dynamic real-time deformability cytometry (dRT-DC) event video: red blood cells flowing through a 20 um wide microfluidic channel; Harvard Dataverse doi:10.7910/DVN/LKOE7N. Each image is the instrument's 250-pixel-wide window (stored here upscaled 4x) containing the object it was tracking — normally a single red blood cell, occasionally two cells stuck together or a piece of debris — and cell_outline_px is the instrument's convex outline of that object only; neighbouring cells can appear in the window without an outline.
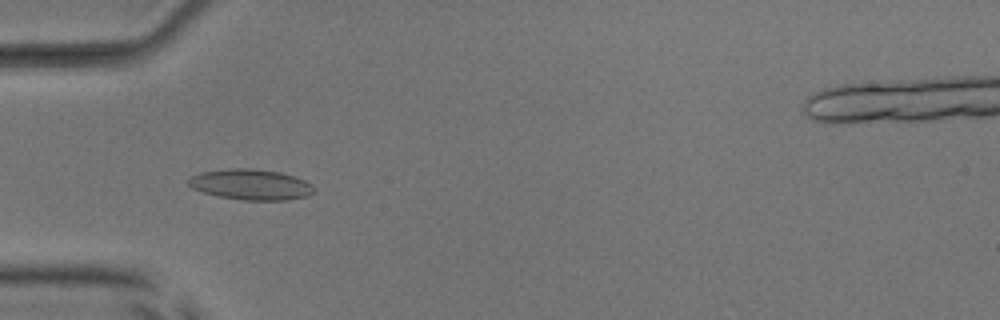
{"species": "common noctule bat (a hibernating species)", "species_latin": "Nyctalus noctula", "temperature_condition": "room temperature", "stored_images_in_passage": 51, "camera_frame_rate_fps": 3000, "um_per_image_px": 0.085, "animal": {"sex": "male", "body_mass_g": 17.9, "forearm_length_mm": 54.2}, "frame": {"image": 1, "passage_image": 16, "time_ms": 5.0, "image_size_px": [1000, 320], "cell_outline_px": [[316, 192], [308, 196], [288, 200], [244, 200], [220, 196], [204, 192], [192, 188], [188, 184], [188, 176], [200, 172], [228, 168], [248, 168], [280, 172], [304, 180], [312, 184], [316, 188]], "centroid_in_image_um": [21.34, 15.68], "position_along_channel_um": 63.7, "area_um2": 22.54}}
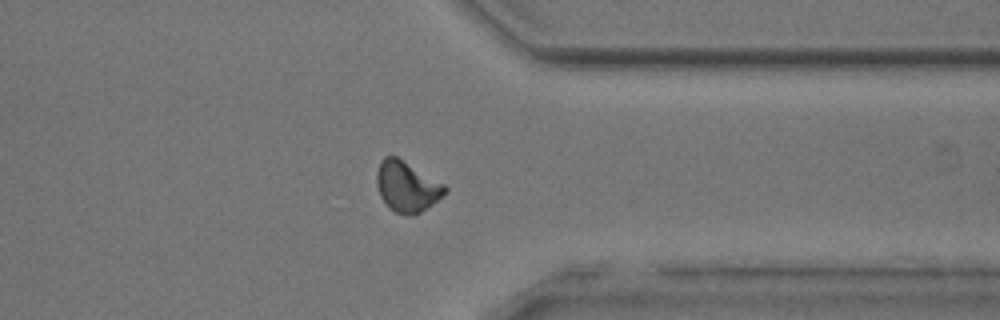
{"frame": {"image": 2, "passage_image": 40, "time_ms": 13.0, "image_size_px": [1000, 320], "cell_outline_px": [[448, 192], [432, 204], [420, 212], [412, 216], [408, 216], [396, 212], [388, 208], [380, 196], [376, 184], [376, 172], [380, 160], [384, 156], [396, 156], [444, 184], [448, 188]], "centroid_in_image_um": [34.56, 15.86], "position_along_channel_um": 376.8, "area_um2": 20.17}}
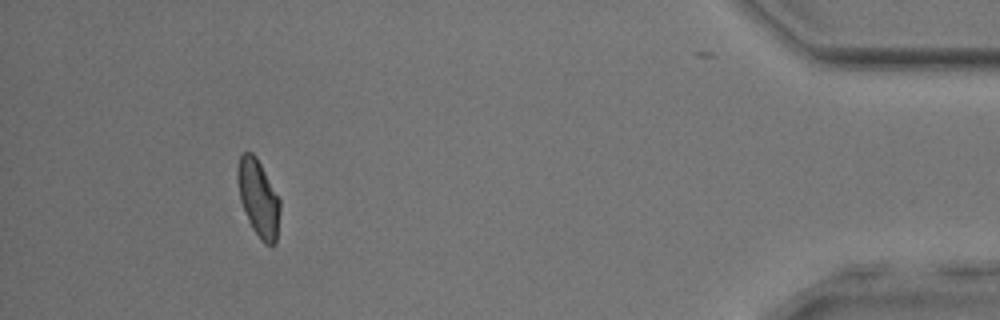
{"frame": {"image": 3, "passage_image": 47, "time_ms": 15.333, "image_size_px": [1000, 320], "cell_outline_px": [[280, 212], [276, 244], [264, 244], [260, 240], [252, 228], [248, 220], [240, 200], [236, 180], [236, 168], [240, 156], [244, 152], [252, 152], [256, 156], [280, 200]], "centroid_in_image_um": [21.94, 16.85], "position_along_channel_um": 413.3, "area_um2": 19.13}, "authors_computed_cell_mechanics": {"area_um2": 19.7676, "velocity_mm_per_s": 3.9815, "shape_relaxation_time_tau1_ms": 6.9268, "shape_relaxation_time_tau2_ms": 2.3573, "deformation_change_tau1": 0.1738, "deformation_change_tau2": 0.0675}}